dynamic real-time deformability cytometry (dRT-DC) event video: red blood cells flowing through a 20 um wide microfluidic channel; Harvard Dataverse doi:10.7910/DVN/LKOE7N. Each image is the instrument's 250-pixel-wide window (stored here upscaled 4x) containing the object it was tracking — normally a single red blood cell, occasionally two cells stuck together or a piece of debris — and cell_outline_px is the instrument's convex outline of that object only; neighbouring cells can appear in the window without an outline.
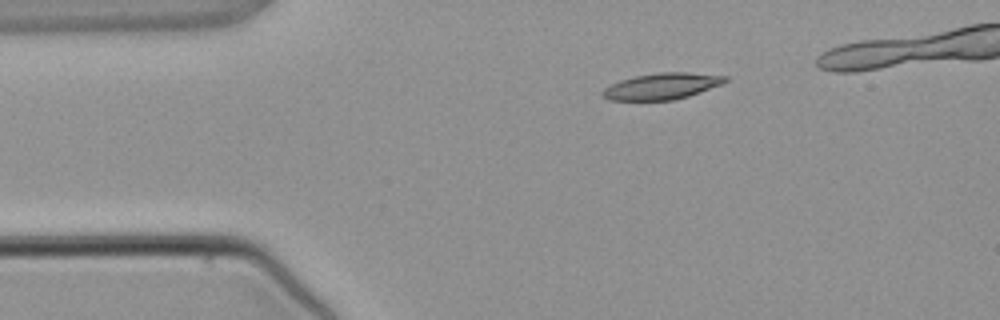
{"species": "common noctule bat (a hibernating species)", "species_latin": "Nyctalus noctula", "temperature_condition": "warm", "stored_images_in_passage": 3, "camera_frame_rate_fps": 3000, "um_per_image_px": 0.085, "animal": {"sex": "male", "body_mass_g": 21.5, "forearm_length_mm": 52.0}, "frame": {"image": 1, "passage_image": 1, "time_ms": 0.0, "image_size_px": [1000, 320], "cell_outline_px": [[728, 80], [724, 84], [688, 96], [672, 100], [612, 100], [604, 96], [600, 92], [604, 88], [620, 80], [636, 76], [660, 72], [688, 72], [728, 76]], "centroid_in_image_um": [56.31, 7.32], "position_along_channel_um": 28.7, "area_um2": 18.73}}